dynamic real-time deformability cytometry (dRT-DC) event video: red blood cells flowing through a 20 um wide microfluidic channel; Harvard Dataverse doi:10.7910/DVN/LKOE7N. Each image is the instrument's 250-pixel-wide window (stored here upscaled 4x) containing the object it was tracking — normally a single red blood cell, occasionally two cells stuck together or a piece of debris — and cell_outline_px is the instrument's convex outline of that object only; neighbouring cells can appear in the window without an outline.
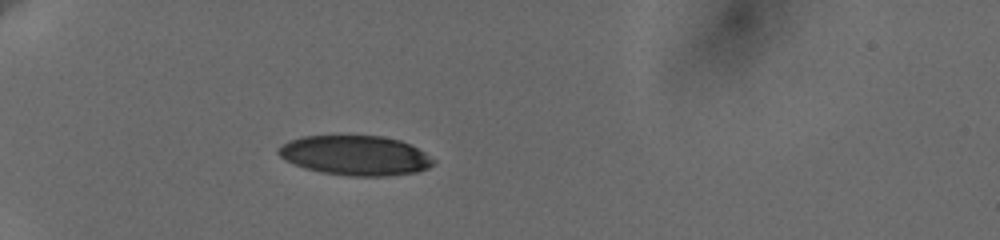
{"species": "human", "species_latin": "Homo sapiens", "temperature_condition": "cold", "stored_images_in_passage": 40, "camera_frame_rate_fps": 3000, "um_per_image_px": 0.085, "donor": {"sex": "female"}, "frame": {"image": 1, "passage_image": 1, "time_ms": 0.0, "image_size_px": [1000, 240], "cell_outline_px": [[436, 164], [428, 168], [416, 172], [384, 176], [348, 176], [320, 172], [304, 168], [280, 156], [276, 152], [288, 140], [304, 136], [380, 136], [400, 140], [424, 152], [436, 160]], "centroid_in_image_um": [30.23, 13.22], "position_along_channel_um": 54.8, "area_um2": 35.66}}
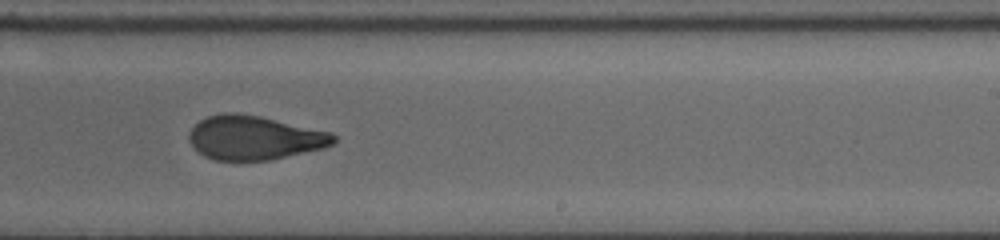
{"frame": {"image": 2, "passage_image": 21, "time_ms": 6.667, "image_size_px": [1000, 240], "cell_outline_px": [[336, 140], [332, 144], [324, 148], [272, 160], [212, 160], [204, 156], [188, 140], [188, 136], [192, 128], [200, 120], [208, 116], [224, 112], [236, 112], [260, 116], [332, 132], [336, 136]], "centroid_in_image_um": [21.64, 11.7], "position_along_channel_um": 267.4, "area_um2": 37.17}}
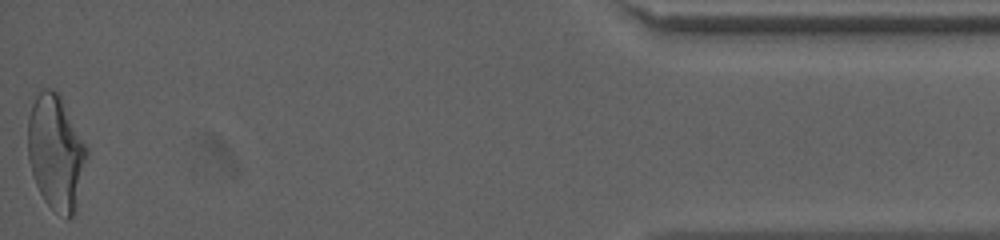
{"frame": {"image": 3, "passage_image": 40, "time_ms": 13.0, "image_size_px": [1000, 240], "cell_outline_px": [[88, 156], [76, 208], [72, 216], [68, 220], [52, 208], [44, 200], [36, 184], [28, 160], [28, 116], [32, 104], [36, 96], [44, 88], [52, 88], [60, 92], [88, 148]], "centroid_in_image_um": [4.77, 12.91], "position_along_channel_um": 430.4, "area_um2": 39.82}, "authors_computed_cell_mechanics": {"area_um2": 37.7434, "velocity_mm_per_s": 3.6426, "shape_relaxation_time_tau1_ms": 8.5766, "shape_relaxation_time_tau2_ms": 1.3445, "deformation_change_tau1": 0.2243, "deformation_change_tau2": 0.0804}}